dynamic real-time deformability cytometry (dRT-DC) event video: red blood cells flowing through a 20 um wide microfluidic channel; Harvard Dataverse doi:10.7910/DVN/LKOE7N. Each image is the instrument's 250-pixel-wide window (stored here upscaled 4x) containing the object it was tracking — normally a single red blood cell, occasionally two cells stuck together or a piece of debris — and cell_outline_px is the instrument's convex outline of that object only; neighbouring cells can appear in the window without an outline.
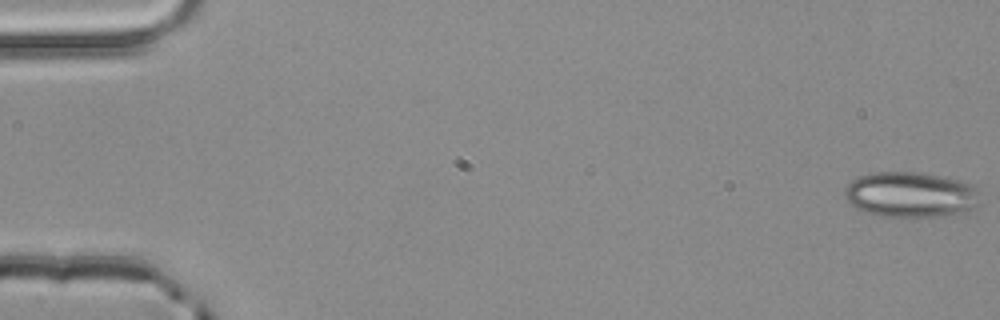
{"species": "common noctule bat (a hibernating species)", "species_latin": "Nyctalus noctula", "temperature_condition": "room temperature", "stored_images_in_passage": 4, "segment_of_instrument_passage": [2, 2], "camera_frame_rate_fps": 3000, "um_per_image_px": 0.085, "animal": {"sex": "male", "body_mass_g": 20.4}, "frame": {"image": 1, "passage_image": 4, "time_ms": 1.0, "image_size_px": [1000, 320], "cell_outline_px": [[980, 204], [968, 212], [944, 216], [880, 216], [856, 208], [844, 196], [844, 188], [852, 180], [860, 176], [876, 172], [920, 172], [960, 180], [972, 184], [980, 192]], "centroid_in_image_um": [77.47, 16.54], "position_along_channel_um": 7.5, "area_um2": 36.07}}